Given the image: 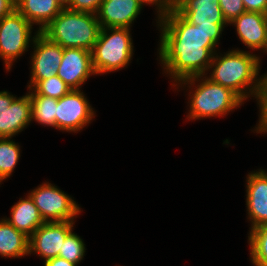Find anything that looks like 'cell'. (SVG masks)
<instances>
[{
	"mask_svg": "<svg viewBox=\"0 0 267 266\" xmlns=\"http://www.w3.org/2000/svg\"><path fill=\"white\" fill-rule=\"evenodd\" d=\"M259 113H260V119L259 123L257 124V127L254 131L257 133H266L267 132V73L265 74L264 81H263V88L261 97L259 99Z\"/></svg>",
	"mask_w": 267,
	"mask_h": 266,
	"instance_id": "83f0119b",
	"label": "cell"
},
{
	"mask_svg": "<svg viewBox=\"0 0 267 266\" xmlns=\"http://www.w3.org/2000/svg\"><path fill=\"white\" fill-rule=\"evenodd\" d=\"M231 24L235 25L239 39L248 49L267 51V14L245 11Z\"/></svg>",
	"mask_w": 267,
	"mask_h": 266,
	"instance_id": "9a60e30c",
	"label": "cell"
},
{
	"mask_svg": "<svg viewBox=\"0 0 267 266\" xmlns=\"http://www.w3.org/2000/svg\"><path fill=\"white\" fill-rule=\"evenodd\" d=\"M217 45L160 44L159 58L166 74L177 83L185 78L205 75Z\"/></svg>",
	"mask_w": 267,
	"mask_h": 266,
	"instance_id": "277c9868",
	"label": "cell"
},
{
	"mask_svg": "<svg viewBox=\"0 0 267 266\" xmlns=\"http://www.w3.org/2000/svg\"><path fill=\"white\" fill-rule=\"evenodd\" d=\"M32 26L16 9L0 19V58L5 62L7 71L29 48Z\"/></svg>",
	"mask_w": 267,
	"mask_h": 266,
	"instance_id": "52a82bcc",
	"label": "cell"
},
{
	"mask_svg": "<svg viewBox=\"0 0 267 266\" xmlns=\"http://www.w3.org/2000/svg\"><path fill=\"white\" fill-rule=\"evenodd\" d=\"M28 90L29 94H38L60 99L65 96L71 88L58 75H55L48 79L38 81L31 89Z\"/></svg>",
	"mask_w": 267,
	"mask_h": 266,
	"instance_id": "cb8c5ba5",
	"label": "cell"
},
{
	"mask_svg": "<svg viewBox=\"0 0 267 266\" xmlns=\"http://www.w3.org/2000/svg\"><path fill=\"white\" fill-rule=\"evenodd\" d=\"M65 0H15V9L41 32L63 9Z\"/></svg>",
	"mask_w": 267,
	"mask_h": 266,
	"instance_id": "ac0fdd59",
	"label": "cell"
},
{
	"mask_svg": "<svg viewBox=\"0 0 267 266\" xmlns=\"http://www.w3.org/2000/svg\"><path fill=\"white\" fill-rule=\"evenodd\" d=\"M260 61L257 55L239 49L228 51L224 56L215 53L208 70L212 69V73L207 78L231 89L243 101L254 95L259 102L265 77L264 74L258 78Z\"/></svg>",
	"mask_w": 267,
	"mask_h": 266,
	"instance_id": "6da1fadb",
	"label": "cell"
},
{
	"mask_svg": "<svg viewBox=\"0 0 267 266\" xmlns=\"http://www.w3.org/2000/svg\"><path fill=\"white\" fill-rule=\"evenodd\" d=\"M44 266H77L63 258L55 257L45 261Z\"/></svg>",
	"mask_w": 267,
	"mask_h": 266,
	"instance_id": "d6a6232c",
	"label": "cell"
},
{
	"mask_svg": "<svg viewBox=\"0 0 267 266\" xmlns=\"http://www.w3.org/2000/svg\"><path fill=\"white\" fill-rule=\"evenodd\" d=\"M206 75L207 73L205 75L185 78L177 82L179 86L180 84H184V86L189 84L193 87L195 82L201 80L197 86H194L196 87L195 91H190L189 93L191 98H188L190 99L188 120L225 116L244 102L231 89L212 82Z\"/></svg>",
	"mask_w": 267,
	"mask_h": 266,
	"instance_id": "3957f363",
	"label": "cell"
},
{
	"mask_svg": "<svg viewBox=\"0 0 267 266\" xmlns=\"http://www.w3.org/2000/svg\"><path fill=\"white\" fill-rule=\"evenodd\" d=\"M219 4L228 24L246 11L242 0H219Z\"/></svg>",
	"mask_w": 267,
	"mask_h": 266,
	"instance_id": "484cf974",
	"label": "cell"
},
{
	"mask_svg": "<svg viewBox=\"0 0 267 266\" xmlns=\"http://www.w3.org/2000/svg\"><path fill=\"white\" fill-rule=\"evenodd\" d=\"M144 4L142 0H103L96 15L101 28H130Z\"/></svg>",
	"mask_w": 267,
	"mask_h": 266,
	"instance_id": "4fadbf2b",
	"label": "cell"
},
{
	"mask_svg": "<svg viewBox=\"0 0 267 266\" xmlns=\"http://www.w3.org/2000/svg\"><path fill=\"white\" fill-rule=\"evenodd\" d=\"M246 11L267 14V0H242Z\"/></svg>",
	"mask_w": 267,
	"mask_h": 266,
	"instance_id": "f546056e",
	"label": "cell"
},
{
	"mask_svg": "<svg viewBox=\"0 0 267 266\" xmlns=\"http://www.w3.org/2000/svg\"><path fill=\"white\" fill-rule=\"evenodd\" d=\"M15 9V0H0V19Z\"/></svg>",
	"mask_w": 267,
	"mask_h": 266,
	"instance_id": "4dcf8cb0",
	"label": "cell"
},
{
	"mask_svg": "<svg viewBox=\"0 0 267 266\" xmlns=\"http://www.w3.org/2000/svg\"><path fill=\"white\" fill-rule=\"evenodd\" d=\"M85 250L83 239L72 230L67 235L58 257L78 265L85 256Z\"/></svg>",
	"mask_w": 267,
	"mask_h": 266,
	"instance_id": "d4e9b609",
	"label": "cell"
},
{
	"mask_svg": "<svg viewBox=\"0 0 267 266\" xmlns=\"http://www.w3.org/2000/svg\"><path fill=\"white\" fill-rule=\"evenodd\" d=\"M30 95L15 98L0 114V138H12L31 123Z\"/></svg>",
	"mask_w": 267,
	"mask_h": 266,
	"instance_id": "e0dca14e",
	"label": "cell"
},
{
	"mask_svg": "<svg viewBox=\"0 0 267 266\" xmlns=\"http://www.w3.org/2000/svg\"><path fill=\"white\" fill-rule=\"evenodd\" d=\"M103 0H65V8L97 14Z\"/></svg>",
	"mask_w": 267,
	"mask_h": 266,
	"instance_id": "4316f807",
	"label": "cell"
},
{
	"mask_svg": "<svg viewBox=\"0 0 267 266\" xmlns=\"http://www.w3.org/2000/svg\"><path fill=\"white\" fill-rule=\"evenodd\" d=\"M95 74L91 51L80 48H63V57L57 75L71 89H80L81 85Z\"/></svg>",
	"mask_w": 267,
	"mask_h": 266,
	"instance_id": "7c38bea8",
	"label": "cell"
},
{
	"mask_svg": "<svg viewBox=\"0 0 267 266\" xmlns=\"http://www.w3.org/2000/svg\"><path fill=\"white\" fill-rule=\"evenodd\" d=\"M75 222H44L30 237L28 252L37 253L49 260L59 256L67 235L72 231Z\"/></svg>",
	"mask_w": 267,
	"mask_h": 266,
	"instance_id": "8fae6325",
	"label": "cell"
},
{
	"mask_svg": "<svg viewBox=\"0 0 267 266\" xmlns=\"http://www.w3.org/2000/svg\"><path fill=\"white\" fill-rule=\"evenodd\" d=\"M44 220V222H74L81 209L71 196L53 186L42 183L28 194Z\"/></svg>",
	"mask_w": 267,
	"mask_h": 266,
	"instance_id": "ba28073f",
	"label": "cell"
},
{
	"mask_svg": "<svg viewBox=\"0 0 267 266\" xmlns=\"http://www.w3.org/2000/svg\"><path fill=\"white\" fill-rule=\"evenodd\" d=\"M160 44L217 45L227 24L193 25L175 9L158 17Z\"/></svg>",
	"mask_w": 267,
	"mask_h": 266,
	"instance_id": "8992f818",
	"label": "cell"
},
{
	"mask_svg": "<svg viewBox=\"0 0 267 266\" xmlns=\"http://www.w3.org/2000/svg\"><path fill=\"white\" fill-rule=\"evenodd\" d=\"M175 10L193 25L228 24L219 0H177Z\"/></svg>",
	"mask_w": 267,
	"mask_h": 266,
	"instance_id": "2e32d148",
	"label": "cell"
},
{
	"mask_svg": "<svg viewBox=\"0 0 267 266\" xmlns=\"http://www.w3.org/2000/svg\"><path fill=\"white\" fill-rule=\"evenodd\" d=\"M145 4H155L157 6L156 9H158L157 11V15L158 17L164 13H166L167 11H170L172 9H175L176 4H177V0H142Z\"/></svg>",
	"mask_w": 267,
	"mask_h": 266,
	"instance_id": "f1b7e54d",
	"label": "cell"
},
{
	"mask_svg": "<svg viewBox=\"0 0 267 266\" xmlns=\"http://www.w3.org/2000/svg\"><path fill=\"white\" fill-rule=\"evenodd\" d=\"M14 228L30 237L43 223L38 208L29 195L11 207V217L6 218Z\"/></svg>",
	"mask_w": 267,
	"mask_h": 266,
	"instance_id": "d6986e66",
	"label": "cell"
},
{
	"mask_svg": "<svg viewBox=\"0 0 267 266\" xmlns=\"http://www.w3.org/2000/svg\"><path fill=\"white\" fill-rule=\"evenodd\" d=\"M133 51L130 28H101L91 51L96 75L126 67L132 59Z\"/></svg>",
	"mask_w": 267,
	"mask_h": 266,
	"instance_id": "5b68a950",
	"label": "cell"
},
{
	"mask_svg": "<svg viewBox=\"0 0 267 266\" xmlns=\"http://www.w3.org/2000/svg\"><path fill=\"white\" fill-rule=\"evenodd\" d=\"M32 37L34 52L31 59V77L28 89H31L38 81L57 75L59 64L63 57V48L49 40L41 32L36 31Z\"/></svg>",
	"mask_w": 267,
	"mask_h": 266,
	"instance_id": "30bf717a",
	"label": "cell"
},
{
	"mask_svg": "<svg viewBox=\"0 0 267 266\" xmlns=\"http://www.w3.org/2000/svg\"><path fill=\"white\" fill-rule=\"evenodd\" d=\"M31 101V119L41 125L55 128V115L58 99L38 94H29Z\"/></svg>",
	"mask_w": 267,
	"mask_h": 266,
	"instance_id": "44dd1931",
	"label": "cell"
},
{
	"mask_svg": "<svg viewBox=\"0 0 267 266\" xmlns=\"http://www.w3.org/2000/svg\"><path fill=\"white\" fill-rule=\"evenodd\" d=\"M246 181V207L252 229L267 224V172H251Z\"/></svg>",
	"mask_w": 267,
	"mask_h": 266,
	"instance_id": "5bb4252c",
	"label": "cell"
},
{
	"mask_svg": "<svg viewBox=\"0 0 267 266\" xmlns=\"http://www.w3.org/2000/svg\"><path fill=\"white\" fill-rule=\"evenodd\" d=\"M19 157V145L11 138H0V183L11 176Z\"/></svg>",
	"mask_w": 267,
	"mask_h": 266,
	"instance_id": "7402d4cb",
	"label": "cell"
},
{
	"mask_svg": "<svg viewBox=\"0 0 267 266\" xmlns=\"http://www.w3.org/2000/svg\"><path fill=\"white\" fill-rule=\"evenodd\" d=\"M95 111L80 89H71L58 99L55 128L62 131L78 132L94 118Z\"/></svg>",
	"mask_w": 267,
	"mask_h": 266,
	"instance_id": "9c48e42d",
	"label": "cell"
},
{
	"mask_svg": "<svg viewBox=\"0 0 267 266\" xmlns=\"http://www.w3.org/2000/svg\"><path fill=\"white\" fill-rule=\"evenodd\" d=\"M16 97L11 95L9 92L7 91H0V114L1 111H3L6 106H10L12 101L15 99Z\"/></svg>",
	"mask_w": 267,
	"mask_h": 266,
	"instance_id": "1f68e13d",
	"label": "cell"
},
{
	"mask_svg": "<svg viewBox=\"0 0 267 266\" xmlns=\"http://www.w3.org/2000/svg\"><path fill=\"white\" fill-rule=\"evenodd\" d=\"M29 237L14 228L5 218L0 220V255L19 258L29 255Z\"/></svg>",
	"mask_w": 267,
	"mask_h": 266,
	"instance_id": "ffe728a7",
	"label": "cell"
},
{
	"mask_svg": "<svg viewBox=\"0 0 267 266\" xmlns=\"http://www.w3.org/2000/svg\"><path fill=\"white\" fill-rule=\"evenodd\" d=\"M248 241L254 266H267V224L252 228Z\"/></svg>",
	"mask_w": 267,
	"mask_h": 266,
	"instance_id": "603a6c76",
	"label": "cell"
},
{
	"mask_svg": "<svg viewBox=\"0 0 267 266\" xmlns=\"http://www.w3.org/2000/svg\"><path fill=\"white\" fill-rule=\"evenodd\" d=\"M100 31L96 14L64 8L41 33L62 48L92 51Z\"/></svg>",
	"mask_w": 267,
	"mask_h": 266,
	"instance_id": "7a4b0ae2",
	"label": "cell"
}]
</instances>
